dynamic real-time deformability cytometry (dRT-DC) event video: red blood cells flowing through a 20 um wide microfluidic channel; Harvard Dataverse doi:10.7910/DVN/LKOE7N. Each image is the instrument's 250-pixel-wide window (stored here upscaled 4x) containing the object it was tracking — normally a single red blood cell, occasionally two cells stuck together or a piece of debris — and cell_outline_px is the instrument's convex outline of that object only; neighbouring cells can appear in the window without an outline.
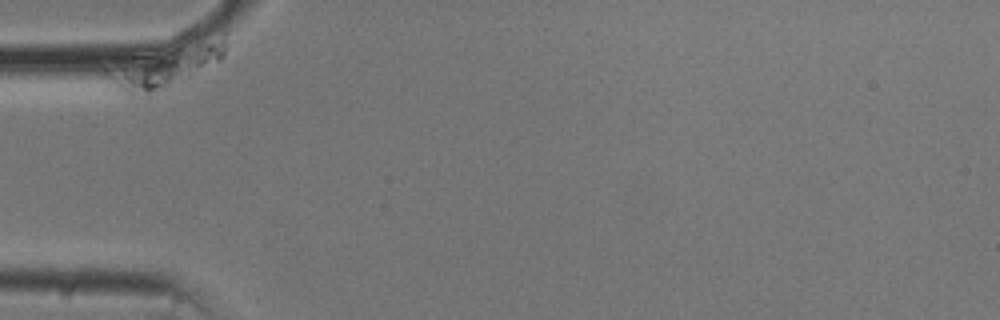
{"species": "common noctule bat (a hibernating species)", "species_latin": "Nyctalus noctula", "temperature_condition": "cold", "stored_images_in_passage": 6, "camera_frame_rate_fps": 3000, "um_per_image_px": 0.085, "animal": {"sex": "male", "body_mass_g": 20.5, "forearm_length_mm": 52.5}, "frame": {"image": 1, "passage_image": 1, "time_ms": 0.0, "image_size_px": [1000, 320], "cell_outline_px": [[224, 56], [220, 60], [192, 76], [152, 96], [136, 100], [124, 96], [112, 88], [100, 72], [100, 64], [224, 32]], "centroid_in_image_um": [13.8, 5.68], "position_along_channel_um": 71.2, "area_um2": 32.02}}